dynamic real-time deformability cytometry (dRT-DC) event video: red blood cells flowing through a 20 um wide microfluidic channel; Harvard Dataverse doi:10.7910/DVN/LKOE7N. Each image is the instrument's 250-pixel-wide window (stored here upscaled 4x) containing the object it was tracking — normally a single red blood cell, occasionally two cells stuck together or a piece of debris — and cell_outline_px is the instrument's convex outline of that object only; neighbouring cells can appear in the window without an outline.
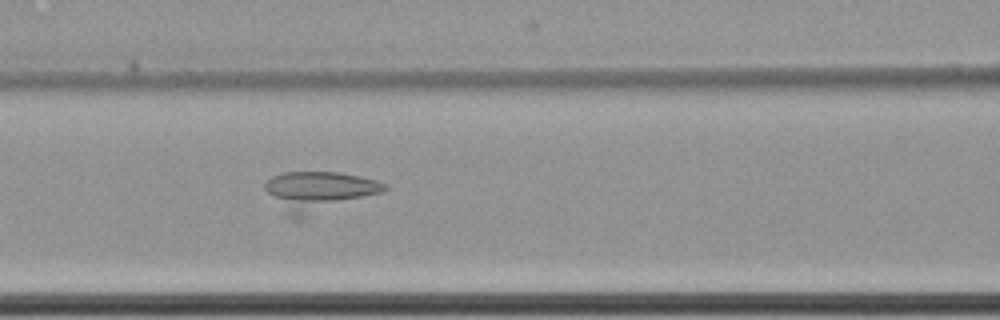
{"species": "common noctule bat (a hibernating species)", "species_latin": "Nyctalus noctula", "temperature_condition": "cold", "stored_images_in_passage": 51, "camera_frame_rate_fps": 3000, "um_per_image_px": 0.085, "animal": {"sex": "female", "body_mass_g": 22.7, "forearm_length_mm": 54.2}, "frame": {"image": 1, "passage_image": 35, "time_ms": 11.333, "image_size_px": [1000, 320], "cell_outline_px": [[388, 188], [384, 192], [304, 220], [292, 220], [288, 216], [264, 188], [264, 184], [272, 176], [284, 172], [340, 172], [360, 176], [376, 180], [388, 184]], "centroid_in_image_um": [27.15, 16.31], "position_along_channel_um": 139.5, "area_um2": 28.38}}
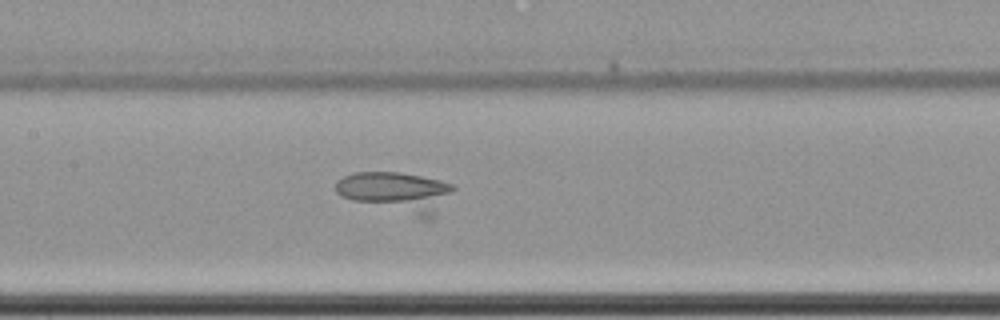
{"frame": {"image": 2, "passage_image": 38, "time_ms": 12.333, "image_size_px": [1000, 320], "cell_outline_px": [[456, 188], [432, 220], [420, 220], [352, 200], [340, 196], [336, 192], [336, 180], [344, 176], [356, 172], [400, 172], [440, 180], [452, 184]], "centroid_in_image_um": [33.74, 16.37], "position_along_channel_um": 173.7, "area_um2": 28.32}}